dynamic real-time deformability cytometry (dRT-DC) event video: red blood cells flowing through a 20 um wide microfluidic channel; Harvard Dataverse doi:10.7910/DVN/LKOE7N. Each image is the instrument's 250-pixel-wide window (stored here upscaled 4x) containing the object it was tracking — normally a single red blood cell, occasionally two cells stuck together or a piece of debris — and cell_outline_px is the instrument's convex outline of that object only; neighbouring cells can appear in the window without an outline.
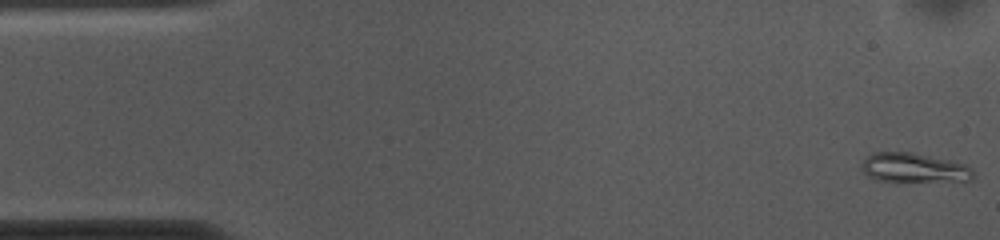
{"species": "common noctule bat (a hibernating species)", "species_latin": "Nyctalus noctula", "temperature_condition": "cold", "stored_images_in_passage": 53, "camera_frame_rate_fps": 3000, "um_per_image_px": 0.085, "animal": {"sex": "female", "body_mass_g": 10.0, "forearm_length_mm": 53.1}, "frame": {"image": 1, "passage_image": 1, "time_ms": 0.0, "image_size_px": [1000, 240], "cell_outline_px": [[976, 176], [972, 180], [900, 184], [876, 180], [868, 176], [864, 172], [860, 160], [872, 152], [912, 152], [952, 160], [964, 164], [972, 168]], "centroid_in_image_um": [77.69, 14.31], "position_along_channel_um": 7.3, "area_um2": 20.35}}
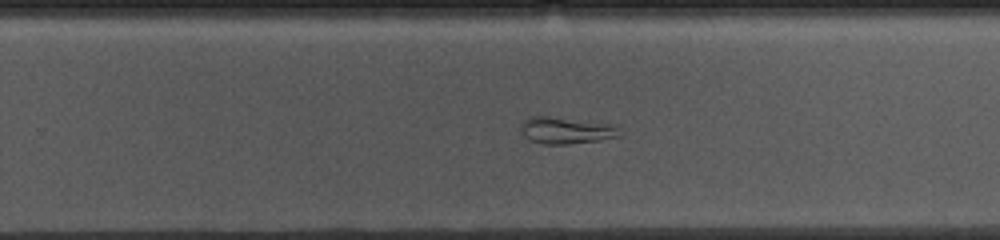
{"frame": {"image": 2, "passage_image": 33, "time_ms": 10.667, "image_size_px": [1000, 240], "cell_outline_px": [[620, 136], [600, 140], [568, 144], [544, 144], [528, 140], [524, 136], [520, 128], [520, 124], [528, 116], [548, 116], [616, 124]], "centroid_in_image_um": [48.09, 11.08], "position_along_channel_um": 281.7, "area_um2": 15.55}}
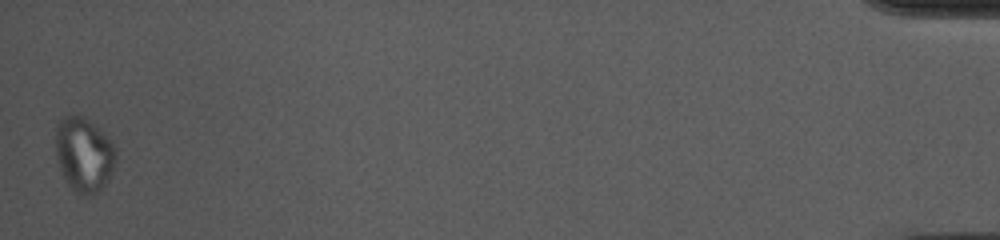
{"frame": {"image": 3, "passage_image": 53, "time_ms": 17.333, "image_size_px": [1000, 240], "cell_outline_px": [[116, 156], [112, 172], [108, 180], [96, 192], [88, 196], [80, 196], [64, 180], [56, 156], [56, 124], [60, 120], [68, 116], [84, 116], [108, 136], [116, 152]], "centroid_in_image_um": [7.12, 13.14], "position_along_channel_um": 428.1, "area_um2": 26.01}}